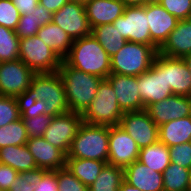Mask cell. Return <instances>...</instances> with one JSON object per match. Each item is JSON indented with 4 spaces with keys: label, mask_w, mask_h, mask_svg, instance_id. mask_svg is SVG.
I'll return each instance as SVG.
<instances>
[{
    "label": "cell",
    "mask_w": 191,
    "mask_h": 191,
    "mask_svg": "<svg viewBox=\"0 0 191 191\" xmlns=\"http://www.w3.org/2000/svg\"><path fill=\"white\" fill-rule=\"evenodd\" d=\"M63 60L70 67L102 79L111 74V58L92 35L73 40Z\"/></svg>",
    "instance_id": "6da1fadb"
},
{
    "label": "cell",
    "mask_w": 191,
    "mask_h": 191,
    "mask_svg": "<svg viewBox=\"0 0 191 191\" xmlns=\"http://www.w3.org/2000/svg\"><path fill=\"white\" fill-rule=\"evenodd\" d=\"M57 72L65 89L69 110L83 114L95 98L103 79L70 67L64 60Z\"/></svg>",
    "instance_id": "7a4b0ae2"
},
{
    "label": "cell",
    "mask_w": 191,
    "mask_h": 191,
    "mask_svg": "<svg viewBox=\"0 0 191 191\" xmlns=\"http://www.w3.org/2000/svg\"><path fill=\"white\" fill-rule=\"evenodd\" d=\"M109 126L83 122L75 135L66 158L108 162Z\"/></svg>",
    "instance_id": "3957f363"
},
{
    "label": "cell",
    "mask_w": 191,
    "mask_h": 191,
    "mask_svg": "<svg viewBox=\"0 0 191 191\" xmlns=\"http://www.w3.org/2000/svg\"><path fill=\"white\" fill-rule=\"evenodd\" d=\"M157 53L153 46L127 41L111 57V74L138 76L152 66Z\"/></svg>",
    "instance_id": "277c9868"
},
{
    "label": "cell",
    "mask_w": 191,
    "mask_h": 191,
    "mask_svg": "<svg viewBox=\"0 0 191 191\" xmlns=\"http://www.w3.org/2000/svg\"><path fill=\"white\" fill-rule=\"evenodd\" d=\"M30 88L41 100L43 114L51 117L69 112L65 89L58 72L35 74Z\"/></svg>",
    "instance_id": "5b68a950"
},
{
    "label": "cell",
    "mask_w": 191,
    "mask_h": 191,
    "mask_svg": "<svg viewBox=\"0 0 191 191\" xmlns=\"http://www.w3.org/2000/svg\"><path fill=\"white\" fill-rule=\"evenodd\" d=\"M124 112L118 105L111 84L103 79L98 85L95 98L82 114L83 122L91 125H119Z\"/></svg>",
    "instance_id": "8992f818"
},
{
    "label": "cell",
    "mask_w": 191,
    "mask_h": 191,
    "mask_svg": "<svg viewBox=\"0 0 191 191\" xmlns=\"http://www.w3.org/2000/svg\"><path fill=\"white\" fill-rule=\"evenodd\" d=\"M19 46V59L35 74L55 73L60 68L63 60L38 36L20 39Z\"/></svg>",
    "instance_id": "52a82bcc"
},
{
    "label": "cell",
    "mask_w": 191,
    "mask_h": 191,
    "mask_svg": "<svg viewBox=\"0 0 191 191\" xmlns=\"http://www.w3.org/2000/svg\"><path fill=\"white\" fill-rule=\"evenodd\" d=\"M112 24L126 41L150 45L157 51L159 50V47L151 40L146 17V4L126 7L124 14Z\"/></svg>",
    "instance_id": "ba28073f"
},
{
    "label": "cell",
    "mask_w": 191,
    "mask_h": 191,
    "mask_svg": "<svg viewBox=\"0 0 191 191\" xmlns=\"http://www.w3.org/2000/svg\"><path fill=\"white\" fill-rule=\"evenodd\" d=\"M139 93L145 109L152 103L164 100L172 95L167 86L165 72H162V55L157 53L152 66L137 76Z\"/></svg>",
    "instance_id": "9c48e42d"
},
{
    "label": "cell",
    "mask_w": 191,
    "mask_h": 191,
    "mask_svg": "<svg viewBox=\"0 0 191 191\" xmlns=\"http://www.w3.org/2000/svg\"><path fill=\"white\" fill-rule=\"evenodd\" d=\"M82 123V114L72 111L54 116L45 130L43 138L67 155Z\"/></svg>",
    "instance_id": "30bf717a"
},
{
    "label": "cell",
    "mask_w": 191,
    "mask_h": 191,
    "mask_svg": "<svg viewBox=\"0 0 191 191\" xmlns=\"http://www.w3.org/2000/svg\"><path fill=\"white\" fill-rule=\"evenodd\" d=\"M35 73L20 59L0 63V96L17 97L31 84Z\"/></svg>",
    "instance_id": "8fae6325"
},
{
    "label": "cell",
    "mask_w": 191,
    "mask_h": 191,
    "mask_svg": "<svg viewBox=\"0 0 191 191\" xmlns=\"http://www.w3.org/2000/svg\"><path fill=\"white\" fill-rule=\"evenodd\" d=\"M119 126L136 141L140 149L159 140L158 126L146 110L124 112Z\"/></svg>",
    "instance_id": "7c38bea8"
},
{
    "label": "cell",
    "mask_w": 191,
    "mask_h": 191,
    "mask_svg": "<svg viewBox=\"0 0 191 191\" xmlns=\"http://www.w3.org/2000/svg\"><path fill=\"white\" fill-rule=\"evenodd\" d=\"M52 22L65 31L72 40L91 35L84 4L67 2L53 13Z\"/></svg>",
    "instance_id": "4fadbf2b"
},
{
    "label": "cell",
    "mask_w": 191,
    "mask_h": 191,
    "mask_svg": "<svg viewBox=\"0 0 191 191\" xmlns=\"http://www.w3.org/2000/svg\"><path fill=\"white\" fill-rule=\"evenodd\" d=\"M108 164L125 168L138 160L140 148L119 125L109 126Z\"/></svg>",
    "instance_id": "5bb4252c"
},
{
    "label": "cell",
    "mask_w": 191,
    "mask_h": 191,
    "mask_svg": "<svg viewBox=\"0 0 191 191\" xmlns=\"http://www.w3.org/2000/svg\"><path fill=\"white\" fill-rule=\"evenodd\" d=\"M106 80L111 84L123 112L145 110L139 93L137 76L110 74Z\"/></svg>",
    "instance_id": "9a60e30c"
},
{
    "label": "cell",
    "mask_w": 191,
    "mask_h": 191,
    "mask_svg": "<svg viewBox=\"0 0 191 191\" xmlns=\"http://www.w3.org/2000/svg\"><path fill=\"white\" fill-rule=\"evenodd\" d=\"M191 97L172 94L168 98L150 104L145 110L160 126L163 123L190 115Z\"/></svg>",
    "instance_id": "2e32d148"
},
{
    "label": "cell",
    "mask_w": 191,
    "mask_h": 191,
    "mask_svg": "<svg viewBox=\"0 0 191 191\" xmlns=\"http://www.w3.org/2000/svg\"><path fill=\"white\" fill-rule=\"evenodd\" d=\"M26 146L32 154L37 168L55 171L66 168V154L48 143L43 137L29 138Z\"/></svg>",
    "instance_id": "e0dca14e"
},
{
    "label": "cell",
    "mask_w": 191,
    "mask_h": 191,
    "mask_svg": "<svg viewBox=\"0 0 191 191\" xmlns=\"http://www.w3.org/2000/svg\"><path fill=\"white\" fill-rule=\"evenodd\" d=\"M146 17L151 40L160 48L179 21L158 2L146 3Z\"/></svg>",
    "instance_id": "ac0fdd59"
},
{
    "label": "cell",
    "mask_w": 191,
    "mask_h": 191,
    "mask_svg": "<svg viewBox=\"0 0 191 191\" xmlns=\"http://www.w3.org/2000/svg\"><path fill=\"white\" fill-rule=\"evenodd\" d=\"M162 72L173 94L191 97V73L183 58L162 55Z\"/></svg>",
    "instance_id": "d6986e66"
},
{
    "label": "cell",
    "mask_w": 191,
    "mask_h": 191,
    "mask_svg": "<svg viewBox=\"0 0 191 191\" xmlns=\"http://www.w3.org/2000/svg\"><path fill=\"white\" fill-rule=\"evenodd\" d=\"M158 53L172 58L191 54V18L179 20Z\"/></svg>",
    "instance_id": "ffe728a7"
},
{
    "label": "cell",
    "mask_w": 191,
    "mask_h": 191,
    "mask_svg": "<svg viewBox=\"0 0 191 191\" xmlns=\"http://www.w3.org/2000/svg\"><path fill=\"white\" fill-rule=\"evenodd\" d=\"M126 6L121 0H89L85 11L91 30L94 27L112 24L124 14Z\"/></svg>",
    "instance_id": "44dd1931"
},
{
    "label": "cell",
    "mask_w": 191,
    "mask_h": 191,
    "mask_svg": "<svg viewBox=\"0 0 191 191\" xmlns=\"http://www.w3.org/2000/svg\"><path fill=\"white\" fill-rule=\"evenodd\" d=\"M124 180L141 191H164L163 173L136 160L124 168Z\"/></svg>",
    "instance_id": "7402d4cb"
},
{
    "label": "cell",
    "mask_w": 191,
    "mask_h": 191,
    "mask_svg": "<svg viewBox=\"0 0 191 191\" xmlns=\"http://www.w3.org/2000/svg\"><path fill=\"white\" fill-rule=\"evenodd\" d=\"M158 137L168 147L191 142V115L161 124Z\"/></svg>",
    "instance_id": "603a6c76"
},
{
    "label": "cell",
    "mask_w": 191,
    "mask_h": 191,
    "mask_svg": "<svg viewBox=\"0 0 191 191\" xmlns=\"http://www.w3.org/2000/svg\"><path fill=\"white\" fill-rule=\"evenodd\" d=\"M38 36L45 45H48L63 60L70 51L73 40L58 25L53 22L41 26L37 32Z\"/></svg>",
    "instance_id": "cb8c5ba5"
},
{
    "label": "cell",
    "mask_w": 191,
    "mask_h": 191,
    "mask_svg": "<svg viewBox=\"0 0 191 191\" xmlns=\"http://www.w3.org/2000/svg\"><path fill=\"white\" fill-rule=\"evenodd\" d=\"M52 18L53 14L38 3L36 10L21 15L15 33L19 39L35 36L41 26L52 22Z\"/></svg>",
    "instance_id": "d4e9b609"
},
{
    "label": "cell",
    "mask_w": 191,
    "mask_h": 191,
    "mask_svg": "<svg viewBox=\"0 0 191 191\" xmlns=\"http://www.w3.org/2000/svg\"><path fill=\"white\" fill-rule=\"evenodd\" d=\"M0 163L9 165L19 174L37 168L35 160L26 145H9L0 148Z\"/></svg>",
    "instance_id": "484cf974"
},
{
    "label": "cell",
    "mask_w": 191,
    "mask_h": 191,
    "mask_svg": "<svg viewBox=\"0 0 191 191\" xmlns=\"http://www.w3.org/2000/svg\"><path fill=\"white\" fill-rule=\"evenodd\" d=\"M138 161L156 172L163 173L171 164L169 147L158 140L140 149Z\"/></svg>",
    "instance_id": "4316f807"
},
{
    "label": "cell",
    "mask_w": 191,
    "mask_h": 191,
    "mask_svg": "<svg viewBox=\"0 0 191 191\" xmlns=\"http://www.w3.org/2000/svg\"><path fill=\"white\" fill-rule=\"evenodd\" d=\"M105 164L104 161L66 158V168L87 187L96 180Z\"/></svg>",
    "instance_id": "83f0119b"
},
{
    "label": "cell",
    "mask_w": 191,
    "mask_h": 191,
    "mask_svg": "<svg viewBox=\"0 0 191 191\" xmlns=\"http://www.w3.org/2000/svg\"><path fill=\"white\" fill-rule=\"evenodd\" d=\"M91 35L100 43L110 58L127 42L113 24L94 27L91 30Z\"/></svg>",
    "instance_id": "f1b7e54d"
},
{
    "label": "cell",
    "mask_w": 191,
    "mask_h": 191,
    "mask_svg": "<svg viewBox=\"0 0 191 191\" xmlns=\"http://www.w3.org/2000/svg\"><path fill=\"white\" fill-rule=\"evenodd\" d=\"M124 180V168L106 163L88 191H118Z\"/></svg>",
    "instance_id": "f546056e"
},
{
    "label": "cell",
    "mask_w": 191,
    "mask_h": 191,
    "mask_svg": "<svg viewBox=\"0 0 191 191\" xmlns=\"http://www.w3.org/2000/svg\"><path fill=\"white\" fill-rule=\"evenodd\" d=\"M190 169L171 163L163 172L164 191H187Z\"/></svg>",
    "instance_id": "4dcf8cb0"
},
{
    "label": "cell",
    "mask_w": 191,
    "mask_h": 191,
    "mask_svg": "<svg viewBox=\"0 0 191 191\" xmlns=\"http://www.w3.org/2000/svg\"><path fill=\"white\" fill-rule=\"evenodd\" d=\"M29 137L22 118L0 127V148L26 145Z\"/></svg>",
    "instance_id": "1f68e13d"
},
{
    "label": "cell",
    "mask_w": 191,
    "mask_h": 191,
    "mask_svg": "<svg viewBox=\"0 0 191 191\" xmlns=\"http://www.w3.org/2000/svg\"><path fill=\"white\" fill-rule=\"evenodd\" d=\"M19 40L14 30L0 25V63L19 59Z\"/></svg>",
    "instance_id": "d6a6232c"
},
{
    "label": "cell",
    "mask_w": 191,
    "mask_h": 191,
    "mask_svg": "<svg viewBox=\"0 0 191 191\" xmlns=\"http://www.w3.org/2000/svg\"><path fill=\"white\" fill-rule=\"evenodd\" d=\"M21 118H32L43 114L41 100H38V94L30 87L21 95L16 97Z\"/></svg>",
    "instance_id": "836d02e7"
},
{
    "label": "cell",
    "mask_w": 191,
    "mask_h": 191,
    "mask_svg": "<svg viewBox=\"0 0 191 191\" xmlns=\"http://www.w3.org/2000/svg\"><path fill=\"white\" fill-rule=\"evenodd\" d=\"M46 169L36 168L21 172L10 185L9 191H34V187L41 180Z\"/></svg>",
    "instance_id": "e575fe53"
},
{
    "label": "cell",
    "mask_w": 191,
    "mask_h": 191,
    "mask_svg": "<svg viewBox=\"0 0 191 191\" xmlns=\"http://www.w3.org/2000/svg\"><path fill=\"white\" fill-rule=\"evenodd\" d=\"M20 118L16 97L0 96V127Z\"/></svg>",
    "instance_id": "d590c367"
},
{
    "label": "cell",
    "mask_w": 191,
    "mask_h": 191,
    "mask_svg": "<svg viewBox=\"0 0 191 191\" xmlns=\"http://www.w3.org/2000/svg\"><path fill=\"white\" fill-rule=\"evenodd\" d=\"M21 14L12 0H0V25L16 30Z\"/></svg>",
    "instance_id": "8d00e7d4"
},
{
    "label": "cell",
    "mask_w": 191,
    "mask_h": 191,
    "mask_svg": "<svg viewBox=\"0 0 191 191\" xmlns=\"http://www.w3.org/2000/svg\"><path fill=\"white\" fill-rule=\"evenodd\" d=\"M58 191H88V187L67 168L56 170Z\"/></svg>",
    "instance_id": "74e56055"
},
{
    "label": "cell",
    "mask_w": 191,
    "mask_h": 191,
    "mask_svg": "<svg viewBox=\"0 0 191 191\" xmlns=\"http://www.w3.org/2000/svg\"><path fill=\"white\" fill-rule=\"evenodd\" d=\"M22 120L29 138L43 137V134L49 126L52 117L47 114H42L32 118H22Z\"/></svg>",
    "instance_id": "f35d334b"
},
{
    "label": "cell",
    "mask_w": 191,
    "mask_h": 191,
    "mask_svg": "<svg viewBox=\"0 0 191 191\" xmlns=\"http://www.w3.org/2000/svg\"><path fill=\"white\" fill-rule=\"evenodd\" d=\"M158 3L178 20L191 18V0H159Z\"/></svg>",
    "instance_id": "ab89813d"
},
{
    "label": "cell",
    "mask_w": 191,
    "mask_h": 191,
    "mask_svg": "<svg viewBox=\"0 0 191 191\" xmlns=\"http://www.w3.org/2000/svg\"><path fill=\"white\" fill-rule=\"evenodd\" d=\"M171 163L191 169V142L169 147Z\"/></svg>",
    "instance_id": "60d3db41"
},
{
    "label": "cell",
    "mask_w": 191,
    "mask_h": 191,
    "mask_svg": "<svg viewBox=\"0 0 191 191\" xmlns=\"http://www.w3.org/2000/svg\"><path fill=\"white\" fill-rule=\"evenodd\" d=\"M18 175L19 173L15 169L0 163V191H9L10 185Z\"/></svg>",
    "instance_id": "b9f144b4"
},
{
    "label": "cell",
    "mask_w": 191,
    "mask_h": 191,
    "mask_svg": "<svg viewBox=\"0 0 191 191\" xmlns=\"http://www.w3.org/2000/svg\"><path fill=\"white\" fill-rule=\"evenodd\" d=\"M34 191H58L56 170H47L41 180L34 187Z\"/></svg>",
    "instance_id": "7bdbcfd3"
},
{
    "label": "cell",
    "mask_w": 191,
    "mask_h": 191,
    "mask_svg": "<svg viewBox=\"0 0 191 191\" xmlns=\"http://www.w3.org/2000/svg\"><path fill=\"white\" fill-rule=\"evenodd\" d=\"M14 6L18 9L21 15L36 10L39 0H12Z\"/></svg>",
    "instance_id": "ee69618b"
},
{
    "label": "cell",
    "mask_w": 191,
    "mask_h": 191,
    "mask_svg": "<svg viewBox=\"0 0 191 191\" xmlns=\"http://www.w3.org/2000/svg\"><path fill=\"white\" fill-rule=\"evenodd\" d=\"M68 0H39V3L52 14L61 9Z\"/></svg>",
    "instance_id": "f6af8a7d"
},
{
    "label": "cell",
    "mask_w": 191,
    "mask_h": 191,
    "mask_svg": "<svg viewBox=\"0 0 191 191\" xmlns=\"http://www.w3.org/2000/svg\"><path fill=\"white\" fill-rule=\"evenodd\" d=\"M118 191H141V190L139 188L133 187L131 184L123 180Z\"/></svg>",
    "instance_id": "bcb514c9"
},
{
    "label": "cell",
    "mask_w": 191,
    "mask_h": 191,
    "mask_svg": "<svg viewBox=\"0 0 191 191\" xmlns=\"http://www.w3.org/2000/svg\"><path fill=\"white\" fill-rule=\"evenodd\" d=\"M126 7L143 6L144 0H121Z\"/></svg>",
    "instance_id": "7dc6e473"
},
{
    "label": "cell",
    "mask_w": 191,
    "mask_h": 191,
    "mask_svg": "<svg viewBox=\"0 0 191 191\" xmlns=\"http://www.w3.org/2000/svg\"><path fill=\"white\" fill-rule=\"evenodd\" d=\"M183 60L186 63V65L191 73V54H188L185 57H183Z\"/></svg>",
    "instance_id": "c3c4849f"
},
{
    "label": "cell",
    "mask_w": 191,
    "mask_h": 191,
    "mask_svg": "<svg viewBox=\"0 0 191 191\" xmlns=\"http://www.w3.org/2000/svg\"><path fill=\"white\" fill-rule=\"evenodd\" d=\"M70 2H78V3H81V4H86L89 0H68Z\"/></svg>",
    "instance_id": "681fc988"
},
{
    "label": "cell",
    "mask_w": 191,
    "mask_h": 191,
    "mask_svg": "<svg viewBox=\"0 0 191 191\" xmlns=\"http://www.w3.org/2000/svg\"><path fill=\"white\" fill-rule=\"evenodd\" d=\"M155 2H159V0H144V5L146 3H155Z\"/></svg>",
    "instance_id": "f907efd6"
},
{
    "label": "cell",
    "mask_w": 191,
    "mask_h": 191,
    "mask_svg": "<svg viewBox=\"0 0 191 191\" xmlns=\"http://www.w3.org/2000/svg\"><path fill=\"white\" fill-rule=\"evenodd\" d=\"M189 189H191V169H190V176H189Z\"/></svg>",
    "instance_id": "816d5d0a"
}]
</instances>
